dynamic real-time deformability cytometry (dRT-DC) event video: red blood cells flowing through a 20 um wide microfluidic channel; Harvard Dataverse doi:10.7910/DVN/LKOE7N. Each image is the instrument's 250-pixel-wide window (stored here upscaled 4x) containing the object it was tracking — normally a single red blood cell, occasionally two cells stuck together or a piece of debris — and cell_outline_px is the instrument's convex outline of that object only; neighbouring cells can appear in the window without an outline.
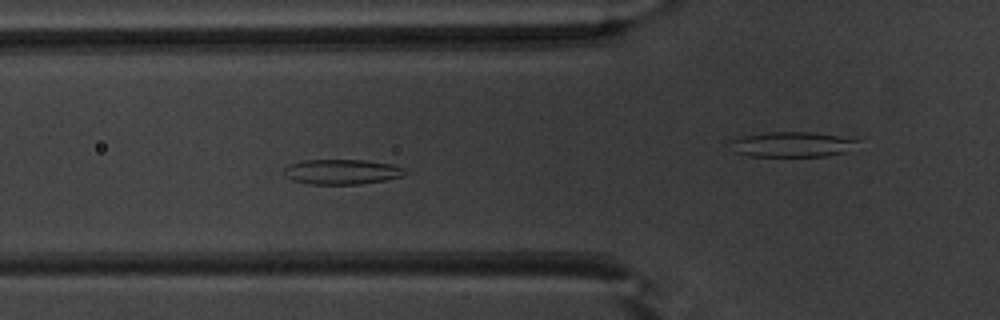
{"species": "common noctule bat (a hibernating species)", "species_latin": "Nyctalus noctula", "temperature_condition": "warm", "stored_images_in_passage": 51, "camera_frame_rate_fps": 3000, "um_per_image_px": 0.085, "animal": {"sex": "male", "body_mass_g": 20.1, "forearm_length_mm": 53.5}, "frame": {"image": 1, "passage_image": 18, "time_ms": 5.667, "image_size_px": [1000, 320], "cell_outline_px": [[408, 172], [404, 176], [384, 180], [360, 184], [308, 184], [292, 180], [284, 176], [284, 168], [288, 164], [304, 160], [364, 160], [392, 164], [404, 168]], "centroid_in_image_um": [29.05, 14.6], "position_along_channel_um": 96.8, "area_um2": 17.8}}
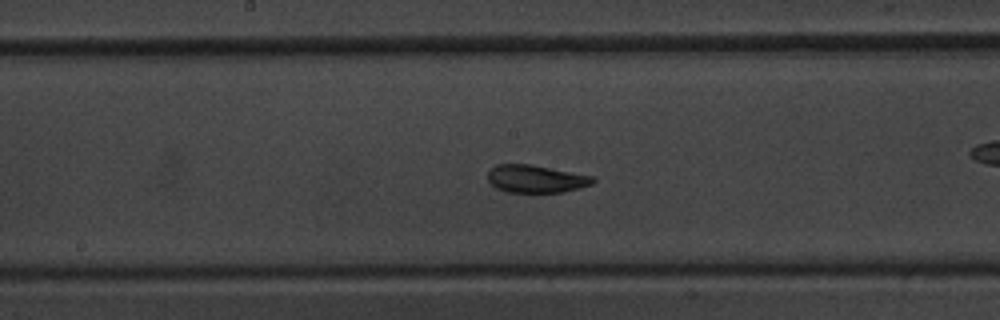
{"frame": {"image": 2, "passage_image": 26, "time_ms": 8.333, "image_size_px": [1000, 320], "cell_outline_px": [[596, 180], [592, 184], [580, 188], [564, 192], [504, 192], [496, 188], [488, 180], [488, 172], [496, 164], [532, 164], [596, 176]], "centroid_in_image_um": [45.6, 15.2], "position_along_channel_um": 202.6, "area_um2": 17.22}}
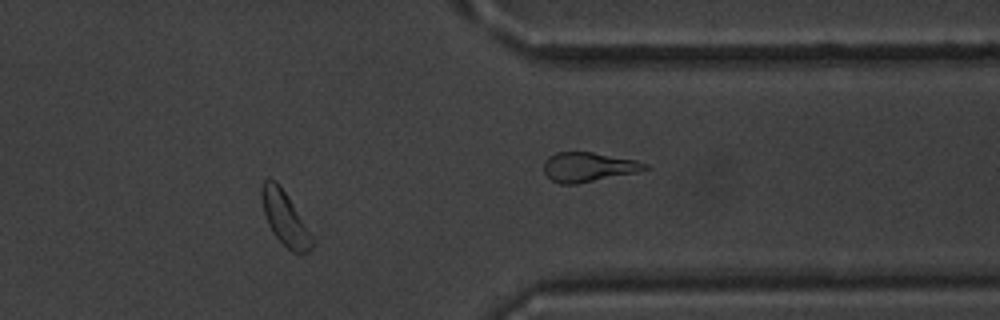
{"frame": {"image": 3, "passage_image": 41, "time_ms": 13.333, "image_size_px": [1000, 320], "cell_outline_px": [[316, 240], [312, 248], [308, 252], [292, 252], [272, 232], [268, 224], [264, 212], [260, 196], [260, 188], [264, 180], [276, 180], [280, 184], [288, 196]], "centroid_in_image_um": [24.23, 18.55], "position_along_channel_um": 387.2, "area_um2": 15.9}, "authors_computed_cell_mechanics": {"area_um2": 18.0336, "velocity_mm_per_s": 3.9519, "shape_relaxation_time_tau1_ms": 2.7258, "shape_relaxation_time_tau2_ms": 1.4468, "deformation_change_tau1": 0.1006, "deformation_change_tau2": 0.0591}}